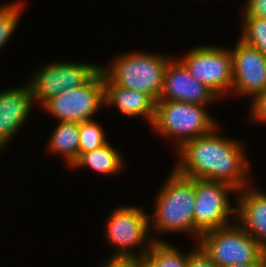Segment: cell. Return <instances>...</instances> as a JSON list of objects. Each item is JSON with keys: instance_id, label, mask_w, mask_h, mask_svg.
Listing matches in <instances>:
<instances>
[{"instance_id": "18", "label": "cell", "mask_w": 266, "mask_h": 267, "mask_svg": "<svg viewBox=\"0 0 266 267\" xmlns=\"http://www.w3.org/2000/svg\"><path fill=\"white\" fill-rule=\"evenodd\" d=\"M190 254H183L166 241H154L144 258L149 267H187Z\"/></svg>"}, {"instance_id": "26", "label": "cell", "mask_w": 266, "mask_h": 267, "mask_svg": "<svg viewBox=\"0 0 266 267\" xmlns=\"http://www.w3.org/2000/svg\"><path fill=\"white\" fill-rule=\"evenodd\" d=\"M224 267H264V257L262 256L257 262L247 264H236Z\"/></svg>"}, {"instance_id": "10", "label": "cell", "mask_w": 266, "mask_h": 267, "mask_svg": "<svg viewBox=\"0 0 266 267\" xmlns=\"http://www.w3.org/2000/svg\"><path fill=\"white\" fill-rule=\"evenodd\" d=\"M179 60L195 79L207 85L219 98L229 90L232 92L233 68L229 48L198 46Z\"/></svg>"}, {"instance_id": "24", "label": "cell", "mask_w": 266, "mask_h": 267, "mask_svg": "<svg viewBox=\"0 0 266 267\" xmlns=\"http://www.w3.org/2000/svg\"><path fill=\"white\" fill-rule=\"evenodd\" d=\"M243 17L266 19V0H245Z\"/></svg>"}, {"instance_id": "2", "label": "cell", "mask_w": 266, "mask_h": 267, "mask_svg": "<svg viewBox=\"0 0 266 267\" xmlns=\"http://www.w3.org/2000/svg\"><path fill=\"white\" fill-rule=\"evenodd\" d=\"M195 200L194 178L183 176L173 168L157 193L154 214L149 216L150 227L158 233H189L195 238Z\"/></svg>"}, {"instance_id": "20", "label": "cell", "mask_w": 266, "mask_h": 267, "mask_svg": "<svg viewBox=\"0 0 266 267\" xmlns=\"http://www.w3.org/2000/svg\"><path fill=\"white\" fill-rule=\"evenodd\" d=\"M107 142L102 126L94 119L79 123V156L95 150Z\"/></svg>"}, {"instance_id": "28", "label": "cell", "mask_w": 266, "mask_h": 267, "mask_svg": "<svg viewBox=\"0 0 266 267\" xmlns=\"http://www.w3.org/2000/svg\"><path fill=\"white\" fill-rule=\"evenodd\" d=\"M142 267H149L146 263Z\"/></svg>"}, {"instance_id": "15", "label": "cell", "mask_w": 266, "mask_h": 267, "mask_svg": "<svg viewBox=\"0 0 266 267\" xmlns=\"http://www.w3.org/2000/svg\"><path fill=\"white\" fill-rule=\"evenodd\" d=\"M104 105L117 108L129 118L141 116L153 123L156 102L146 93L116 85L104 72Z\"/></svg>"}, {"instance_id": "19", "label": "cell", "mask_w": 266, "mask_h": 267, "mask_svg": "<svg viewBox=\"0 0 266 267\" xmlns=\"http://www.w3.org/2000/svg\"><path fill=\"white\" fill-rule=\"evenodd\" d=\"M240 40L266 56V19L244 17Z\"/></svg>"}, {"instance_id": "21", "label": "cell", "mask_w": 266, "mask_h": 267, "mask_svg": "<svg viewBox=\"0 0 266 267\" xmlns=\"http://www.w3.org/2000/svg\"><path fill=\"white\" fill-rule=\"evenodd\" d=\"M23 4L10 3L0 6V49L11 38L17 28Z\"/></svg>"}, {"instance_id": "6", "label": "cell", "mask_w": 266, "mask_h": 267, "mask_svg": "<svg viewBox=\"0 0 266 267\" xmlns=\"http://www.w3.org/2000/svg\"><path fill=\"white\" fill-rule=\"evenodd\" d=\"M149 218V215L137 206H120L110 213L106 221L105 233L108 242L117 248L113 256L145 257L154 241H164L147 238L151 229ZM138 245L141 250L136 254L132 250Z\"/></svg>"}, {"instance_id": "17", "label": "cell", "mask_w": 266, "mask_h": 267, "mask_svg": "<svg viewBox=\"0 0 266 267\" xmlns=\"http://www.w3.org/2000/svg\"><path fill=\"white\" fill-rule=\"evenodd\" d=\"M48 141V151L64 157L70 167L79 157V123L59 122Z\"/></svg>"}, {"instance_id": "25", "label": "cell", "mask_w": 266, "mask_h": 267, "mask_svg": "<svg viewBox=\"0 0 266 267\" xmlns=\"http://www.w3.org/2000/svg\"><path fill=\"white\" fill-rule=\"evenodd\" d=\"M196 248L189 255L187 267H218L196 244Z\"/></svg>"}, {"instance_id": "27", "label": "cell", "mask_w": 266, "mask_h": 267, "mask_svg": "<svg viewBox=\"0 0 266 267\" xmlns=\"http://www.w3.org/2000/svg\"><path fill=\"white\" fill-rule=\"evenodd\" d=\"M263 257H264V267H266V250H265V252H264Z\"/></svg>"}, {"instance_id": "3", "label": "cell", "mask_w": 266, "mask_h": 267, "mask_svg": "<svg viewBox=\"0 0 266 267\" xmlns=\"http://www.w3.org/2000/svg\"><path fill=\"white\" fill-rule=\"evenodd\" d=\"M115 57L102 71L121 87L141 91L158 101L163 89L164 73L171 56L133 52Z\"/></svg>"}, {"instance_id": "8", "label": "cell", "mask_w": 266, "mask_h": 267, "mask_svg": "<svg viewBox=\"0 0 266 267\" xmlns=\"http://www.w3.org/2000/svg\"><path fill=\"white\" fill-rule=\"evenodd\" d=\"M100 69L99 65L69 61L43 65L33 73L28 82L32 89L33 101L42 106L62 92L86 84Z\"/></svg>"}, {"instance_id": "11", "label": "cell", "mask_w": 266, "mask_h": 267, "mask_svg": "<svg viewBox=\"0 0 266 267\" xmlns=\"http://www.w3.org/2000/svg\"><path fill=\"white\" fill-rule=\"evenodd\" d=\"M232 50V94L254 97L266 89V56L240 39Z\"/></svg>"}, {"instance_id": "4", "label": "cell", "mask_w": 266, "mask_h": 267, "mask_svg": "<svg viewBox=\"0 0 266 267\" xmlns=\"http://www.w3.org/2000/svg\"><path fill=\"white\" fill-rule=\"evenodd\" d=\"M205 108V105L182 101L158 100L152 128L162 134V137L173 138L178 150L187 141L218 128L217 120Z\"/></svg>"}, {"instance_id": "14", "label": "cell", "mask_w": 266, "mask_h": 267, "mask_svg": "<svg viewBox=\"0 0 266 267\" xmlns=\"http://www.w3.org/2000/svg\"><path fill=\"white\" fill-rule=\"evenodd\" d=\"M249 187L237 191L236 222L266 250V193Z\"/></svg>"}, {"instance_id": "12", "label": "cell", "mask_w": 266, "mask_h": 267, "mask_svg": "<svg viewBox=\"0 0 266 267\" xmlns=\"http://www.w3.org/2000/svg\"><path fill=\"white\" fill-rule=\"evenodd\" d=\"M169 61L158 100L182 101L196 105H207L219 98L207 85L195 79L180 61Z\"/></svg>"}, {"instance_id": "7", "label": "cell", "mask_w": 266, "mask_h": 267, "mask_svg": "<svg viewBox=\"0 0 266 267\" xmlns=\"http://www.w3.org/2000/svg\"><path fill=\"white\" fill-rule=\"evenodd\" d=\"M195 206L194 225L195 239L201 234L230 225L236 207L231 206L229 194L237 192L231 185L224 182L204 178H194Z\"/></svg>"}, {"instance_id": "13", "label": "cell", "mask_w": 266, "mask_h": 267, "mask_svg": "<svg viewBox=\"0 0 266 267\" xmlns=\"http://www.w3.org/2000/svg\"><path fill=\"white\" fill-rule=\"evenodd\" d=\"M26 84L0 91V150L2 152L27 122L34 105L32 89L28 82Z\"/></svg>"}, {"instance_id": "22", "label": "cell", "mask_w": 266, "mask_h": 267, "mask_svg": "<svg viewBox=\"0 0 266 267\" xmlns=\"http://www.w3.org/2000/svg\"><path fill=\"white\" fill-rule=\"evenodd\" d=\"M145 258L140 256H112L101 267H142Z\"/></svg>"}, {"instance_id": "5", "label": "cell", "mask_w": 266, "mask_h": 267, "mask_svg": "<svg viewBox=\"0 0 266 267\" xmlns=\"http://www.w3.org/2000/svg\"><path fill=\"white\" fill-rule=\"evenodd\" d=\"M197 244L218 267L254 263L265 252L238 223L201 234Z\"/></svg>"}, {"instance_id": "16", "label": "cell", "mask_w": 266, "mask_h": 267, "mask_svg": "<svg viewBox=\"0 0 266 267\" xmlns=\"http://www.w3.org/2000/svg\"><path fill=\"white\" fill-rule=\"evenodd\" d=\"M121 152L109 142L105 145L82 153L77 160L72 164V168H89L97 173L111 175L119 173L123 168L124 160Z\"/></svg>"}, {"instance_id": "1", "label": "cell", "mask_w": 266, "mask_h": 267, "mask_svg": "<svg viewBox=\"0 0 266 267\" xmlns=\"http://www.w3.org/2000/svg\"><path fill=\"white\" fill-rule=\"evenodd\" d=\"M215 128L209 134L189 140L178 149L174 169L189 178L224 182L241 190L248 185L249 164L240 141L224 138Z\"/></svg>"}, {"instance_id": "9", "label": "cell", "mask_w": 266, "mask_h": 267, "mask_svg": "<svg viewBox=\"0 0 266 267\" xmlns=\"http://www.w3.org/2000/svg\"><path fill=\"white\" fill-rule=\"evenodd\" d=\"M104 105L103 71L100 69L86 84L46 101L41 107L59 122L93 120L95 113Z\"/></svg>"}, {"instance_id": "23", "label": "cell", "mask_w": 266, "mask_h": 267, "mask_svg": "<svg viewBox=\"0 0 266 267\" xmlns=\"http://www.w3.org/2000/svg\"><path fill=\"white\" fill-rule=\"evenodd\" d=\"M251 101V118L256 122L266 123V89L254 96Z\"/></svg>"}]
</instances>
